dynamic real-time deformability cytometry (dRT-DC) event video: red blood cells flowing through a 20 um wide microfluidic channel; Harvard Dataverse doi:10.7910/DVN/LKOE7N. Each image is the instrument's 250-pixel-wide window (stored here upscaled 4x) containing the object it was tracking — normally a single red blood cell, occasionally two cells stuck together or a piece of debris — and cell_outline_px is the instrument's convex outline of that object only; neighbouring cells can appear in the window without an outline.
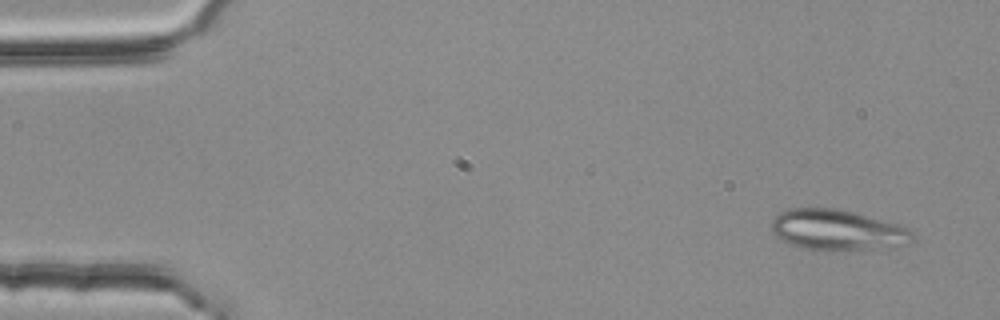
{"species": "common noctule bat (a hibernating species)", "species_latin": "Nyctalus noctula", "temperature_condition": "room temperature", "stored_images_in_passage": 3, "camera_frame_rate_fps": 3000, "um_per_image_px": 0.085, "animal": {"sex": "female", "body_mass_g": 25.1}, "frame": {"image": 1, "passage_image": 1, "time_ms": 0.0, "image_size_px": [1000, 320], "cell_outline_px": [[916, 240], [908, 244], [876, 248], [824, 252], [816, 252], [792, 244], [776, 236], [772, 232], [772, 220], [780, 212], [788, 208], [836, 208], [900, 224], [908, 228], [912, 232]], "centroid_in_image_um": [71.19, 19.56], "position_along_channel_um": 13.8, "area_um2": 33.7}}